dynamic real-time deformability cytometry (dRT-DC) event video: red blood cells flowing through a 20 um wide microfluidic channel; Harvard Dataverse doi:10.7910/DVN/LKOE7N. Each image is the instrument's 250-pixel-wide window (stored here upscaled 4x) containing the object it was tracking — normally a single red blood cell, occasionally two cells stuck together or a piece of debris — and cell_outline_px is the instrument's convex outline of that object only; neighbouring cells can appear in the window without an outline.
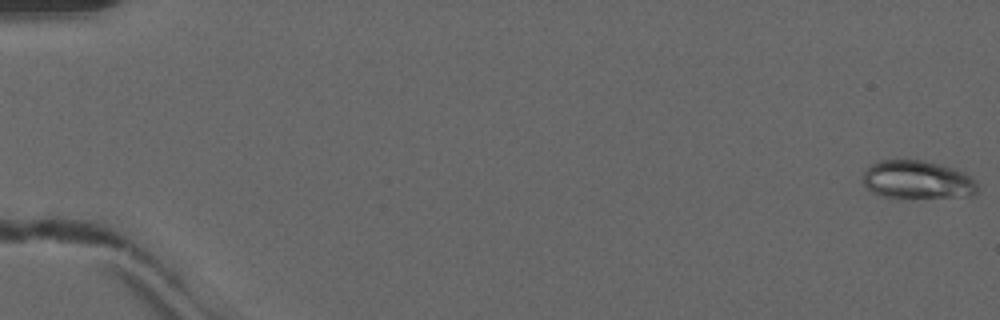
{"species": "common noctule bat (a hibernating species)", "species_latin": "Nyctalus noctula", "temperature_condition": "warm", "stored_images_in_passage": 52, "camera_frame_rate_fps": 3000, "um_per_image_px": 0.085, "animal": {"sex": "male", "forearm_length_mm": 52.5}, "frame": {"image": 1, "passage_image": 1, "time_ms": 0.0, "image_size_px": [1000, 320], "cell_outline_px": [[976, 192], [968, 196], [880, 196], [872, 192], [864, 184], [864, 172], [872, 164], [880, 160], [924, 160], [956, 168], [964, 172], [976, 180]], "centroid_in_image_um": [77.98, 15.24], "position_along_channel_um": 7.0, "area_um2": 24.97}}
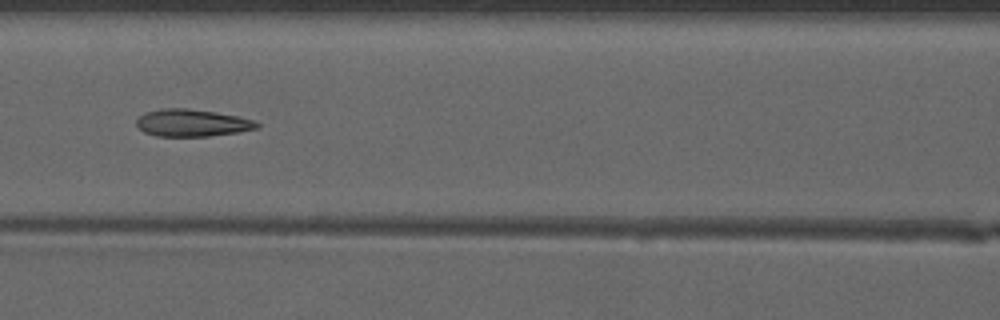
{"frame": {"image": 2, "passage_image": 24, "time_ms": 7.667, "image_size_px": [1000, 320], "cell_outline_px": [[260, 128], [236, 132], [208, 136], [156, 136], [144, 132], [136, 124], [136, 120], [140, 116], [148, 112], [160, 108], [188, 108], [216, 112], [240, 116], [256, 120], [260, 124]], "centroid_in_image_um": [16.37, 10.44], "position_along_channel_um": 150.2, "area_um2": 19.19}}
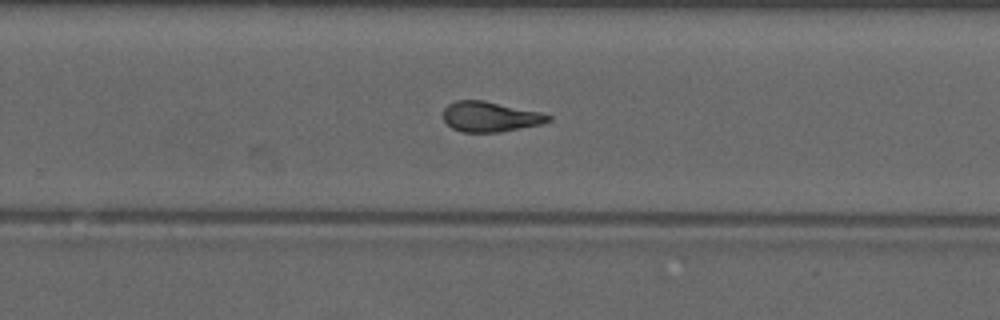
{"frame": {"image": 3, "passage_image": 34, "time_ms": 11.0, "image_size_px": [1000, 320], "cell_outline_px": [[552, 120], [540, 124], [500, 132], [464, 132], [452, 128], [444, 120], [444, 108], [448, 104], [456, 100], [484, 100], [540, 112], [552, 116]], "centroid_in_image_um": [41.66, 9.91], "position_along_channel_um": 288.1, "area_um2": 18.38}}